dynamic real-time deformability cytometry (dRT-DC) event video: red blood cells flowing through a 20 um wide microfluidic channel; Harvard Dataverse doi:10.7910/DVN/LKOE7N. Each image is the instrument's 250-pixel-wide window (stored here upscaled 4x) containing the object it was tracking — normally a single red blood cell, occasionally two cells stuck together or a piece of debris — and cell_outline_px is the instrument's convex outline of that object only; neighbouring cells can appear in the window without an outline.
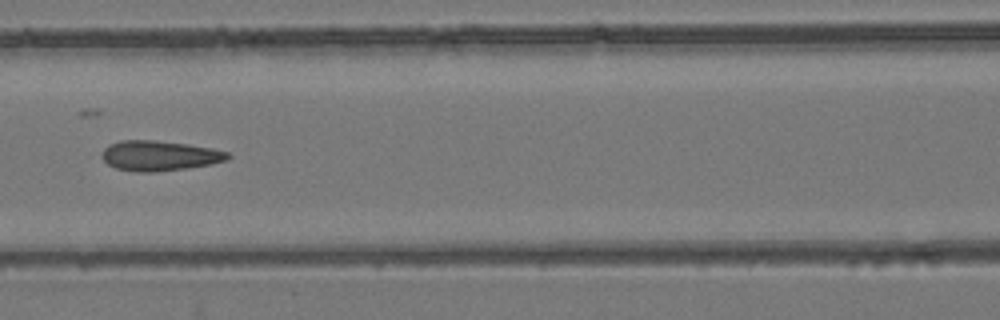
{"species": "common noctule bat (a hibernating species)", "species_latin": "Nyctalus noctula", "temperature_condition": "room temperature", "stored_images_in_passage": 10, "camera_frame_rate_fps": 3000, "um_per_image_px": 0.085, "animal": {"sex": "female", "body_mass_g": 24.6, "forearm_length_mm": 56.2}, "frame": {"image": 1, "passage_image": 7, "time_ms": 6.667, "image_size_px": [1000, 320], "cell_outline_px": [[232, 156], [228, 160], [212, 164], [188, 168], [156, 172], [136, 172], [116, 168], [108, 164], [100, 156], [104, 148], [108, 144], [120, 140], [152, 140], [188, 144], [212, 148], [228, 152]], "centroid_in_image_um": [13.56, 13.24], "position_along_channel_um": 153.0, "area_um2": 22.31}}
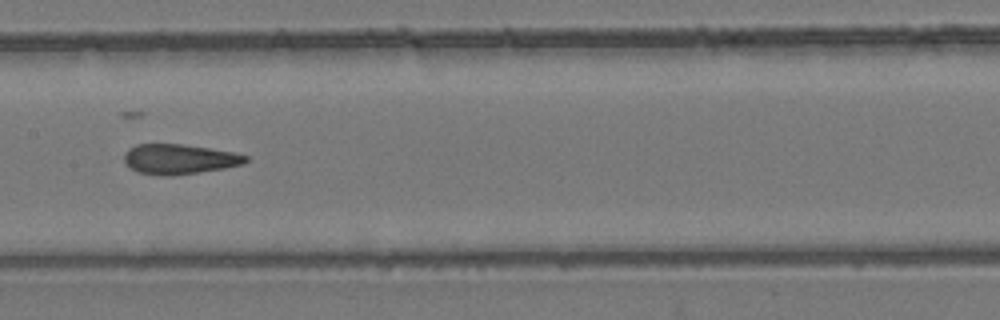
{"frame": {"image": 2, "passage_image": 8, "time_ms": 7.667, "image_size_px": [1000, 320], "cell_outline_px": [[248, 160], [244, 164], [224, 168], [172, 176], [164, 176], [136, 172], [124, 160], [124, 152], [128, 148], [136, 144], [180, 144], [236, 152], [248, 156]], "centroid_in_image_um": [15.24, 13.52], "position_along_channel_um": 192.2, "area_um2": 21.27}}
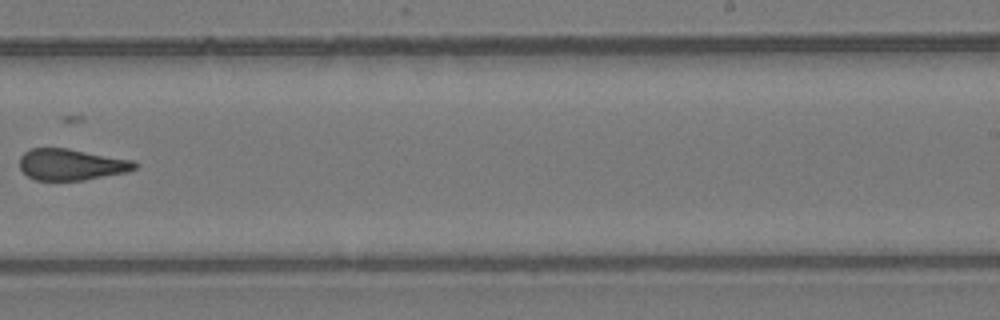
{"frame": {"image": 3, "passage_image": 10, "time_ms": 10.0, "image_size_px": [1000, 320], "cell_outline_px": [[140, 164], [136, 168], [128, 172], [84, 180], [36, 180], [28, 176], [20, 168], [20, 156], [28, 148], [68, 148], [136, 160]], "centroid_in_image_um": [6.11, 13.97], "position_along_channel_um": 282.9, "area_um2": 21.33}}